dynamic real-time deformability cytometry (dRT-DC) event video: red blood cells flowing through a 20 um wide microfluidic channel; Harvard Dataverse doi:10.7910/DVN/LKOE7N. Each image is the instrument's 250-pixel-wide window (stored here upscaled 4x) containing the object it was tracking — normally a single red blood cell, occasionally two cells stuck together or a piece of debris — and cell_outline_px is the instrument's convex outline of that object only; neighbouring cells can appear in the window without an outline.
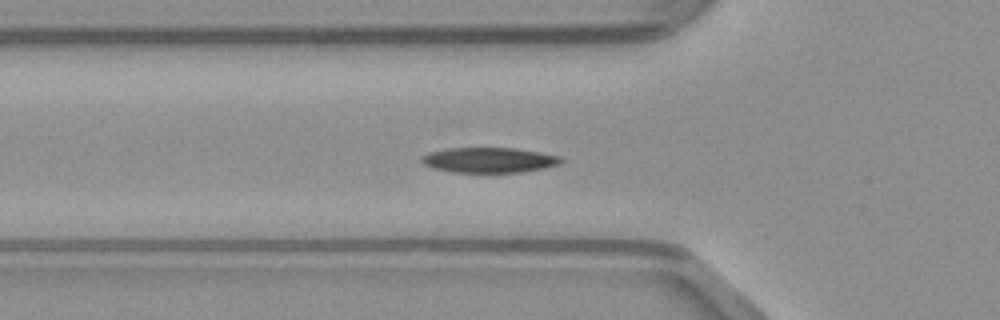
{"species": "common noctule bat (a hibernating species)", "species_latin": "Nyctalus noctula", "temperature_condition": "warm", "stored_images_in_passage": 41, "camera_frame_rate_fps": 3000, "um_per_image_px": 0.085, "animal": {"sex": "male", "body_mass_g": 23.1, "forearm_length_mm": 52.7}, "frame": {"image": 1, "passage_image": 8, "time_ms": 2.333, "image_size_px": [1000, 320], "cell_outline_px": [[564, 160], [560, 164], [544, 168], [524, 172], [452, 172], [432, 168], [424, 164], [420, 160], [420, 156], [428, 152], [448, 148], [516, 148], [540, 152], [560, 156]], "centroid_in_image_um": [41.56, 13.6], "position_along_channel_um": 84.2, "area_um2": 20.63}}
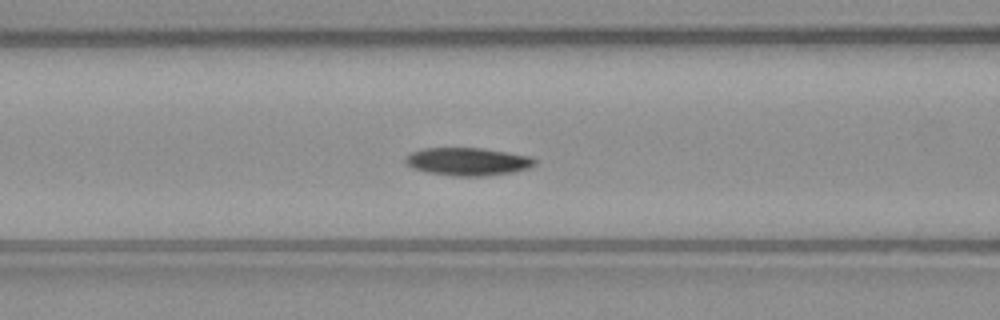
{"frame": {"image": 2, "passage_image": 11, "time_ms": 3.333, "image_size_px": [1000, 320], "cell_outline_px": [[536, 164], [532, 168], [512, 172], [484, 176], [452, 176], [428, 172], [412, 168], [404, 164], [404, 156], [412, 152], [424, 148], [484, 148], [532, 156], [536, 160]], "centroid_in_image_um": [39.77, 13.73], "position_along_channel_um": 126.8, "area_um2": 21.33}}
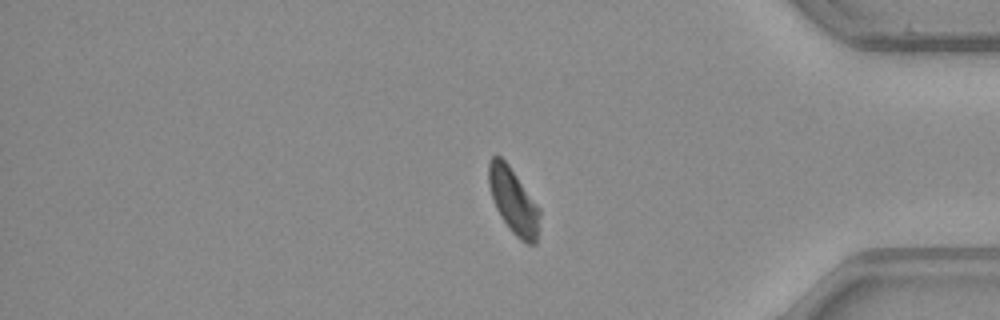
{"frame": {"image": 3, "passage_image": 32, "time_ms": 10.333, "image_size_px": [1000, 320], "cell_outline_px": [[540, 216], [536, 244], [528, 244], [520, 240], [508, 228], [500, 216], [496, 208], [488, 184], [488, 160], [492, 156], [500, 156], [508, 164], [540, 208]], "centroid_in_image_um": [43.63, 17.09], "position_along_channel_um": 391.6, "area_um2": 19.48}}